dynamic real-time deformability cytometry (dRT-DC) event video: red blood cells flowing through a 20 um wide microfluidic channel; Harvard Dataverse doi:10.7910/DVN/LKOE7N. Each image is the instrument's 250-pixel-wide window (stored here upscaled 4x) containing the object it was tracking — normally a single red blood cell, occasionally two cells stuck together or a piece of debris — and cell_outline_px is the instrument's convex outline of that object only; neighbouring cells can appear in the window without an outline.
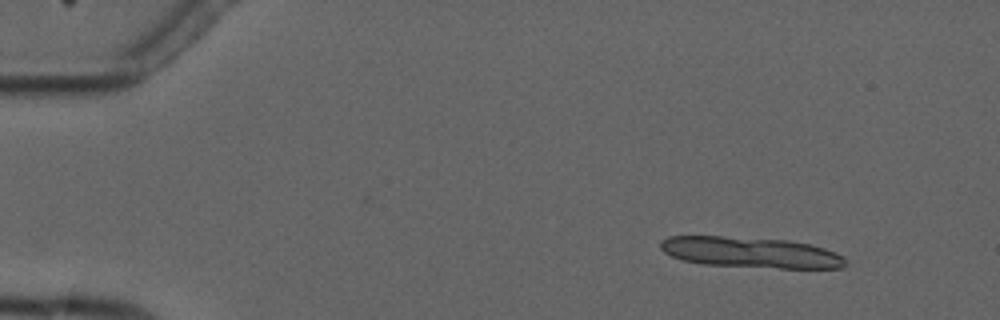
{"species": "common noctule bat (a hibernating species)", "species_latin": "Nyctalus noctula", "temperature_condition": "cold", "stored_images_in_passage": 5, "camera_frame_rate_fps": 3000, "um_per_image_px": 0.085, "animal": {"sex": "male", "forearm_length_mm": 52.5}, "frame": {"image": 1, "passage_image": 2, "time_ms": 1.0, "image_size_px": [1000, 320], "cell_outline_px": [[848, 264], [840, 268], [780, 268], [704, 264], [680, 260], [664, 252], [660, 248], [660, 240], [668, 236], [724, 236], [788, 240], [812, 244], [836, 252], [844, 256], [848, 260]], "centroid_in_image_um": [63.83, 21.45], "position_along_channel_um": 21.2, "area_um2": 33.47}}